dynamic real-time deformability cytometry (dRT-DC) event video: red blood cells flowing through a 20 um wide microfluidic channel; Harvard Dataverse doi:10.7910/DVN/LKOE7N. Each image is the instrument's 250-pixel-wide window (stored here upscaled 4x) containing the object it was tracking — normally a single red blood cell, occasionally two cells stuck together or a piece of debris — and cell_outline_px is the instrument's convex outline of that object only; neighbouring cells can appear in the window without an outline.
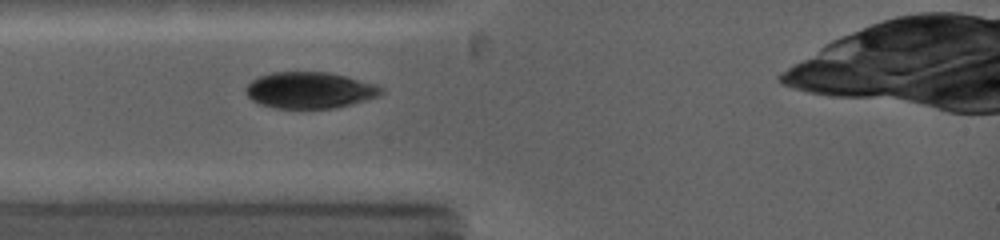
{"species": "common noctule bat (a hibernating species)", "species_latin": "Nyctalus noctula", "temperature_condition": "warm", "stored_images_in_passage": 3, "camera_frame_rate_fps": 5000, "um_per_image_px": 0.085, "animal": {"sex": "female", "body_mass_g": 19.0, "forearm_length_mm": 53.3}, "frame": {"image": 1, "passage_image": 3, "time_ms": 2.0, "image_size_px": [1000, 240], "cell_outline_px": [[384, 92], [380, 96], [352, 104], [336, 108], [276, 108], [260, 104], [252, 100], [248, 96], [244, 88], [252, 80], [260, 76], [272, 72], [328, 72], [376, 84], [384, 88]], "centroid_in_image_um": [26.35, 7.67], "position_along_channel_um": 58.7, "area_um2": 28.73}}